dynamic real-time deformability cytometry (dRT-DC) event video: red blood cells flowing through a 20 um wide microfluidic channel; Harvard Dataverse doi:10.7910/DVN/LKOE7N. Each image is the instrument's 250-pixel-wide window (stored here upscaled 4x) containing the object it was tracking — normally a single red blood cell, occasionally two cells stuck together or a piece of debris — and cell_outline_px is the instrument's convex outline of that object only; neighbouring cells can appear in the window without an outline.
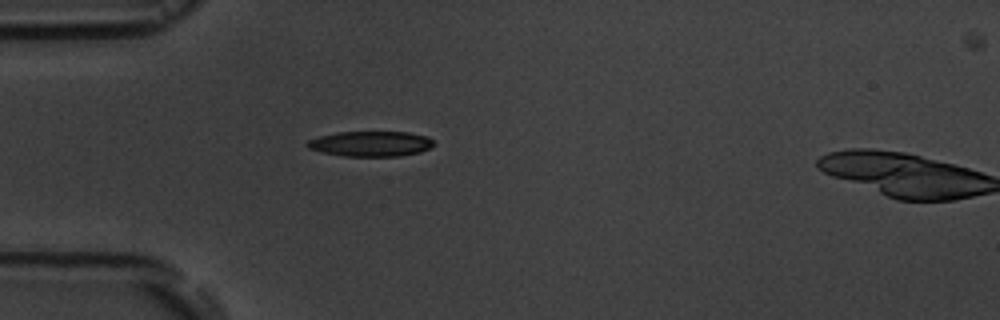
{"species": "common noctule bat (a hibernating species)", "species_latin": "Nyctalus noctula", "temperature_condition": "room temperature", "stored_images_in_passage": 6, "camera_frame_rate_fps": 3000, "um_per_image_px": 0.085, "animal": {"sex": "male", "body_mass_g": 19.5, "forearm_length_mm": 54.6}, "frame": {"image": 1, "passage_image": 6, "time_ms": 5.667, "image_size_px": [1000, 320], "cell_outline_px": [[436, 144], [432, 148], [420, 152], [400, 156], [344, 156], [324, 152], [308, 148], [304, 144], [308, 140], [320, 136], [336, 132], [408, 132], [428, 136]], "centroid_in_image_um": [31.55, 12.22], "position_along_channel_um": 53.5, "area_um2": 18.73}}